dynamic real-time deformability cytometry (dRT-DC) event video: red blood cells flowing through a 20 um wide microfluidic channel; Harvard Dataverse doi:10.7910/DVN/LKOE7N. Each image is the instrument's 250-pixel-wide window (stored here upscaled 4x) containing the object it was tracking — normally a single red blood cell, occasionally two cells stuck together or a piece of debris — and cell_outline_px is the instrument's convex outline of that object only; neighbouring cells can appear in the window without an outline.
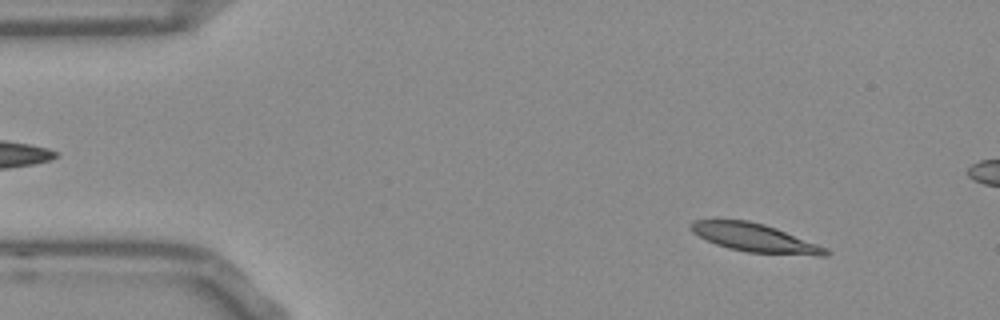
{"species": "Egyptian fruit bat (a non-hibernating species)", "species_latin": "Rousettus aegyptiacus", "temperature_condition": "room temperature", "stored_images_in_passage": 15, "camera_frame_rate_fps": 3000, "um_per_image_px": 0.085, "frame": {"image": 1, "passage_image": 5, "time_ms": 1.333, "image_size_px": [1000, 320], "cell_outline_px": [[832, 252], [828, 256], [816, 256], [748, 252], [728, 248], [716, 244], [692, 232], [688, 228], [688, 224], [692, 220], [748, 220], [764, 224], [776, 228], [828, 248]], "centroid_in_image_um": [64.19, 20.22], "position_along_channel_um": 20.8, "area_um2": 22.37}}